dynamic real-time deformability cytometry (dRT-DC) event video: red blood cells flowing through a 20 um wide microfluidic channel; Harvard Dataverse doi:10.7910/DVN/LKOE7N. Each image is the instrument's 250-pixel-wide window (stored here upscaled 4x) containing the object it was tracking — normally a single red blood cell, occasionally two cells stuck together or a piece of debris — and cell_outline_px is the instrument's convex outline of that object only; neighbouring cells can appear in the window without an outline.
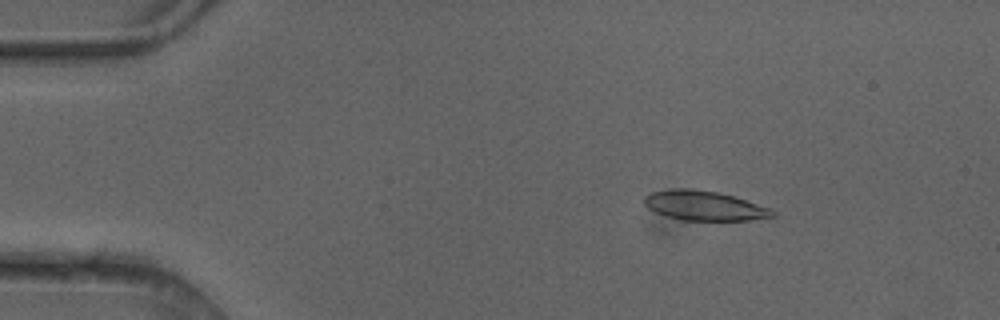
{"species": "common noctule bat (a hibernating species)", "species_latin": "Nyctalus noctula", "temperature_condition": "cold", "stored_images_in_passage": 4, "camera_frame_rate_fps": 3000, "um_per_image_px": 0.085, "animal": {"sex": "female"}, "frame": {"image": 1, "passage_image": 3, "time_ms": 0.667, "image_size_px": [1000, 320], "cell_outline_px": [[776, 216], [748, 220], [680, 220], [656, 212], [648, 208], [644, 204], [644, 196], [652, 192], [672, 188], [688, 188], [716, 192], [732, 196], [772, 208], [776, 212]], "centroid_in_image_um": [59.86, 17.48], "position_along_channel_um": 25.1, "area_um2": 22.02}}
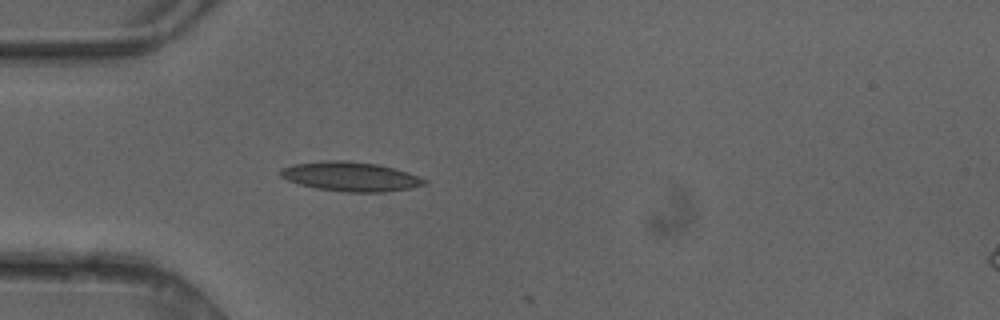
{"frame": {"image": 2, "passage_image": 4, "time_ms": 1.0, "image_size_px": [1000, 320], "cell_outline_px": [[428, 184], [408, 188], [384, 192], [348, 192], [316, 188], [300, 184], [288, 180], [280, 176], [280, 168], [292, 164], [324, 160], [344, 160], [380, 164], [408, 172], [428, 180]], "centroid_in_image_um": [29.8, 14.99], "position_along_channel_um": 55.2, "area_um2": 24.74}}